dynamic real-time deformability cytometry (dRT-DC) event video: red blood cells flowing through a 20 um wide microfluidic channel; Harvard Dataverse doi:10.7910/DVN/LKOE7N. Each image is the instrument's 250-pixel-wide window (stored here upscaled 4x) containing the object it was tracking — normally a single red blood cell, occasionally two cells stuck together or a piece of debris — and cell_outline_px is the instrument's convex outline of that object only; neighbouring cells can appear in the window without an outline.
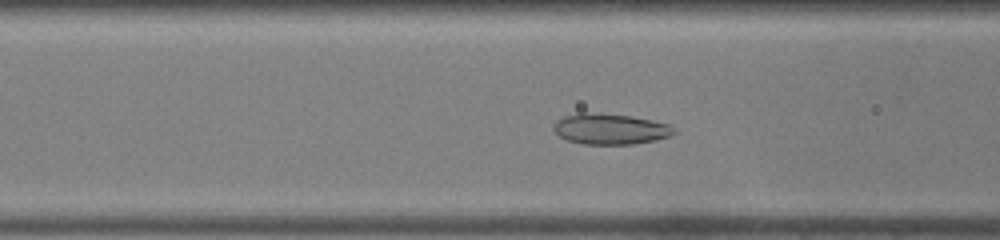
{"species": "common noctule bat (a hibernating species)", "species_latin": "Nyctalus noctula", "temperature_condition": "warm", "stored_images_in_passage": 18, "camera_frame_rate_fps": 3000, "um_per_image_px": 0.085, "animal": {"sex": "male", "body_mass_g": 19.0, "forearm_length_mm": 50.8}, "frame": {"image": 1, "passage_image": 8, "time_ms": 2.333, "image_size_px": [1000, 240], "cell_outline_px": [[676, 132], [668, 136], [656, 140], [632, 144], [584, 144], [568, 140], [560, 136], [552, 128], [556, 120], [564, 116], [584, 112], [632, 116], [672, 124], [676, 128]], "centroid_in_image_um": [51.9, 10.96], "position_along_channel_um": 114.7, "area_um2": 21.56}}
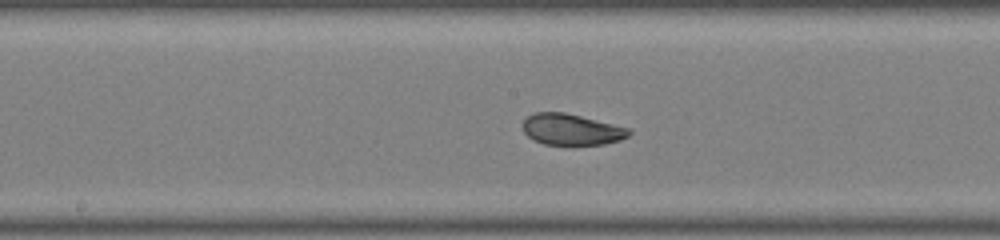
{"frame": {"image": 2, "passage_image": 14, "time_ms": 4.333, "image_size_px": [1000, 240], "cell_outline_px": [[632, 132], [628, 136], [620, 140], [604, 144], [572, 148], [544, 144], [532, 140], [524, 132], [524, 120], [528, 116], [536, 112], [564, 112], [628, 128]], "centroid_in_image_um": [48.57, 11.06], "position_along_channel_um": 199.6, "area_um2": 19.83}}
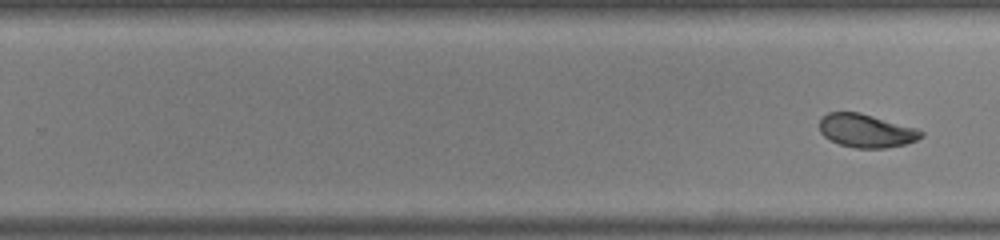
{"frame": {"image": 3, "passage_image": 18, "time_ms": 5.667, "image_size_px": [1000, 240], "cell_outline_px": [[924, 136], [916, 140], [904, 144], [884, 148], [856, 148], [840, 144], [824, 136], [820, 132], [820, 120], [828, 112], [860, 112], [916, 128], [924, 132]], "centroid_in_image_um": [73.64, 11.11], "position_along_channel_um": 256.2, "area_um2": 19.59}}